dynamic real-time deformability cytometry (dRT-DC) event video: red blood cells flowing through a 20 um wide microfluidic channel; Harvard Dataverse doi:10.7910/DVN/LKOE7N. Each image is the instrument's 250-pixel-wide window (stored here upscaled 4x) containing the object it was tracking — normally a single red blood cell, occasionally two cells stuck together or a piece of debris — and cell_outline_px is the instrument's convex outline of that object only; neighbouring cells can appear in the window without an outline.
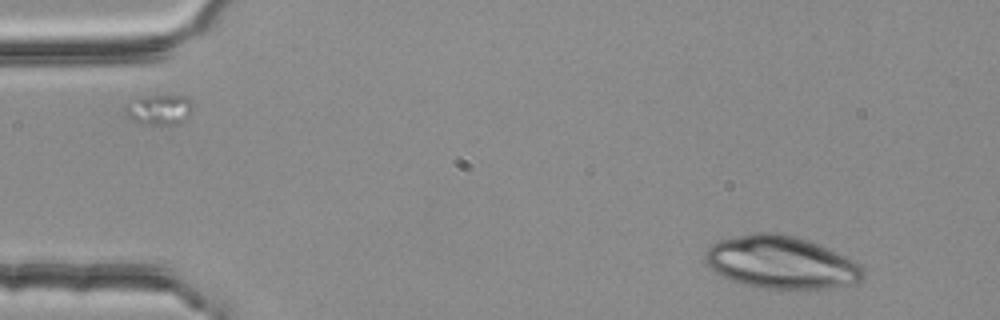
{"species": "common noctule bat (a hibernating species)", "species_latin": "Nyctalus noctula", "temperature_condition": "room temperature", "stored_images_in_passage": 3, "camera_frame_rate_fps": 3000, "um_per_image_px": 0.085, "animal": {"sex": "female", "body_mass_g": 25.1}, "frame": {"image": 1, "passage_image": 1, "time_ms": 0.0, "image_size_px": [1000, 320], "cell_outline_px": [[864, 276], [856, 284], [832, 288], [752, 288], [728, 280], [708, 268], [704, 260], [704, 252], [712, 244], [720, 240], [760, 232], [776, 232], [808, 240], [860, 264], [864, 268]], "centroid_in_image_um": [66.34, 22.33], "position_along_channel_um": 18.7, "area_um2": 48.44}}